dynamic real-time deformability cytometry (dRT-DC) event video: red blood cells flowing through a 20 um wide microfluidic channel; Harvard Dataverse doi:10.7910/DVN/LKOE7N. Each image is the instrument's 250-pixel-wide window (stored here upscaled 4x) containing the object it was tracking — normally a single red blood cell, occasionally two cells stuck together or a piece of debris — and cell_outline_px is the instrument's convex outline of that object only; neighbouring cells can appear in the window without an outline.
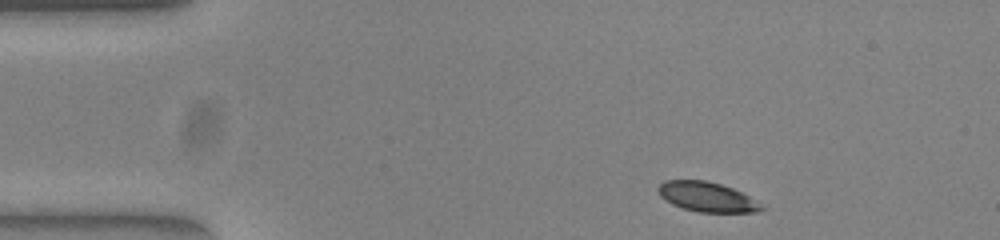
{"species": "common noctule bat (a hibernating species)", "species_latin": "Nyctalus noctula", "temperature_condition": "warm", "stored_images_in_passage": 46, "camera_frame_rate_fps": 3000, "um_per_image_px": 0.085, "animal": {"sex": "female", "body_mass_g": 23.0, "forearm_length_mm": 53.4}, "frame": {"image": 1, "passage_image": 1, "time_ms": 0.0, "image_size_px": [1000, 240], "cell_outline_px": [[768, 208], [756, 212], [700, 212], [684, 208], [672, 204], [660, 196], [656, 188], [664, 180], [708, 180], [732, 188], [748, 196]], "centroid_in_image_um": [60.09, 16.73], "position_along_channel_um": 24.9, "area_um2": 17.86}}
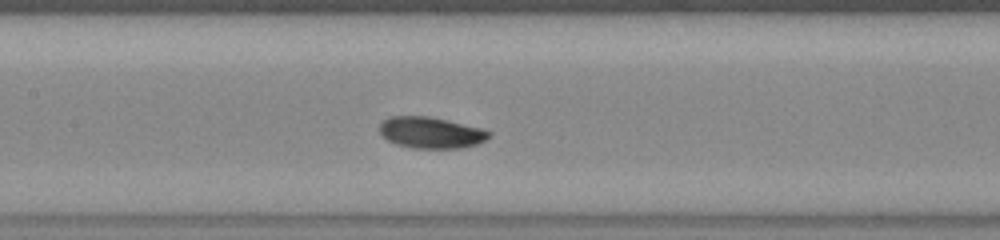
{"frame": {"image": 2, "passage_image": 18, "time_ms": 5.667, "image_size_px": [1000, 240], "cell_outline_px": [[492, 132], [484, 140], [476, 144], [460, 148], [412, 148], [396, 144], [388, 140], [380, 132], [380, 124], [388, 116], [428, 116], [448, 120], [480, 128]], "centroid_in_image_um": [36.6, 11.27], "position_along_channel_um": 170.8, "area_um2": 19.77}}
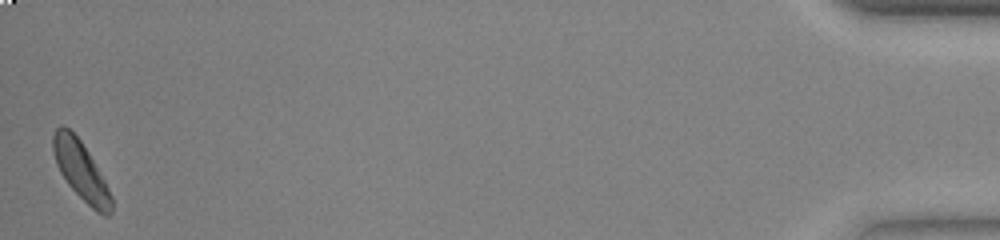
{"frame": {"image": 3, "passage_image": 46, "time_ms": 15.0, "image_size_px": [1000, 240], "cell_outline_px": [[112, 212], [108, 216], [104, 216], [96, 212], [68, 184], [60, 172], [56, 164], [52, 148], [52, 136], [56, 128], [60, 124], [64, 124], [80, 140], [88, 152], [104, 180], [112, 196]], "centroid_in_image_um": [6.86, 14.49], "position_along_channel_um": 428.3, "area_um2": 19.71}, "authors_computed_cell_mechanics": {"area_um2": 19.5075, "velocity_mm_per_s": 3.8105, "shape_relaxation_time_tau1_ms": 1.3812, "shape_relaxation_time_tau2_ms": null, "deformation_change_tau1": 0.0936, "deformation_change_tau2": null}}